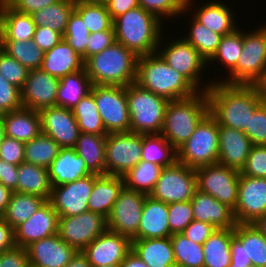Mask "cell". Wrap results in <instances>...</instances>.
Here are the masks:
<instances>
[{
    "mask_svg": "<svg viewBox=\"0 0 266 267\" xmlns=\"http://www.w3.org/2000/svg\"><path fill=\"white\" fill-rule=\"evenodd\" d=\"M212 82L206 91L209 113L218 125L245 131L250 116L266 100L264 86L231 85L215 79Z\"/></svg>",
    "mask_w": 266,
    "mask_h": 267,
    "instance_id": "obj_1",
    "label": "cell"
},
{
    "mask_svg": "<svg viewBox=\"0 0 266 267\" xmlns=\"http://www.w3.org/2000/svg\"><path fill=\"white\" fill-rule=\"evenodd\" d=\"M135 83L169 101L188 98L199 92L184 75L170 67L158 52L138 57Z\"/></svg>",
    "mask_w": 266,
    "mask_h": 267,
    "instance_id": "obj_2",
    "label": "cell"
},
{
    "mask_svg": "<svg viewBox=\"0 0 266 267\" xmlns=\"http://www.w3.org/2000/svg\"><path fill=\"white\" fill-rule=\"evenodd\" d=\"M162 21L140 6L128 10L113 20L115 41L138 57L161 49ZM160 47V48H159Z\"/></svg>",
    "mask_w": 266,
    "mask_h": 267,
    "instance_id": "obj_3",
    "label": "cell"
},
{
    "mask_svg": "<svg viewBox=\"0 0 266 267\" xmlns=\"http://www.w3.org/2000/svg\"><path fill=\"white\" fill-rule=\"evenodd\" d=\"M138 56L114 42L100 53L88 57L84 68L92 85L128 86L136 82Z\"/></svg>",
    "mask_w": 266,
    "mask_h": 267,
    "instance_id": "obj_4",
    "label": "cell"
},
{
    "mask_svg": "<svg viewBox=\"0 0 266 267\" xmlns=\"http://www.w3.org/2000/svg\"><path fill=\"white\" fill-rule=\"evenodd\" d=\"M208 113L209 99L206 91L169 101L161 135L177 150L191 137L196 126Z\"/></svg>",
    "mask_w": 266,
    "mask_h": 267,
    "instance_id": "obj_5",
    "label": "cell"
},
{
    "mask_svg": "<svg viewBox=\"0 0 266 267\" xmlns=\"http://www.w3.org/2000/svg\"><path fill=\"white\" fill-rule=\"evenodd\" d=\"M130 132L142 135L161 134L169 100L141 88L137 83L126 86Z\"/></svg>",
    "mask_w": 266,
    "mask_h": 267,
    "instance_id": "obj_6",
    "label": "cell"
},
{
    "mask_svg": "<svg viewBox=\"0 0 266 267\" xmlns=\"http://www.w3.org/2000/svg\"><path fill=\"white\" fill-rule=\"evenodd\" d=\"M223 80L231 85H257L266 83V26L252 32L243 33L242 53L237 65Z\"/></svg>",
    "mask_w": 266,
    "mask_h": 267,
    "instance_id": "obj_7",
    "label": "cell"
},
{
    "mask_svg": "<svg viewBox=\"0 0 266 267\" xmlns=\"http://www.w3.org/2000/svg\"><path fill=\"white\" fill-rule=\"evenodd\" d=\"M218 127L217 120L208 113L191 137L177 149V162L193 169L218 163Z\"/></svg>",
    "mask_w": 266,
    "mask_h": 267,
    "instance_id": "obj_8",
    "label": "cell"
},
{
    "mask_svg": "<svg viewBox=\"0 0 266 267\" xmlns=\"http://www.w3.org/2000/svg\"><path fill=\"white\" fill-rule=\"evenodd\" d=\"M90 93L107 133L130 132L126 87L92 85Z\"/></svg>",
    "mask_w": 266,
    "mask_h": 267,
    "instance_id": "obj_9",
    "label": "cell"
},
{
    "mask_svg": "<svg viewBox=\"0 0 266 267\" xmlns=\"http://www.w3.org/2000/svg\"><path fill=\"white\" fill-rule=\"evenodd\" d=\"M143 135L108 133L105 142L106 175L124 176L142 160Z\"/></svg>",
    "mask_w": 266,
    "mask_h": 267,
    "instance_id": "obj_10",
    "label": "cell"
},
{
    "mask_svg": "<svg viewBox=\"0 0 266 267\" xmlns=\"http://www.w3.org/2000/svg\"><path fill=\"white\" fill-rule=\"evenodd\" d=\"M197 189L234 210L237 203L240 171L215 163L195 169Z\"/></svg>",
    "mask_w": 266,
    "mask_h": 267,
    "instance_id": "obj_11",
    "label": "cell"
},
{
    "mask_svg": "<svg viewBox=\"0 0 266 267\" xmlns=\"http://www.w3.org/2000/svg\"><path fill=\"white\" fill-rule=\"evenodd\" d=\"M196 190L195 169L176 162L162 169L150 196L166 204L186 202L192 199Z\"/></svg>",
    "mask_w": 266,
    "mask_h": 267,
    "instance_id": "obj_12",
    "label": "cell"
},
{
    "mask_svg": "<svg viewBox=\"0 0 266 267\" xmlns=\"http://www.w3.org/2000/svg\"><path fill=\"white\" fill-rule=\"evenodd\" d=\"M145 194L123 188L107 217L108 230L138 240Z\"/></svg>",
    "mask_w": 266,
    "mask_h": 267,
    "instance_id": "obj_13",
    "label": "cell"
},
{
    "mask_svg": "<svg viewBox=\"0 0 266 267\" xmlns=\"http://www.w3.org/2000/svg\"><path fill=\"white\" fill-rule=\"evenodd\" d=\"M107 229V218L89 210L76 216L59 217L60 238L77 251H82Z\"/></svg>",
    "mask_w": 266,
    "mask_h": 267,
    "instance_id": "obj_14",
    "label": "cell"
},
{
    "mask_svg": "<svg viewBox=\"0 0 266 267\" xmlns=\"http://www.w3.org/2000/svg\"><path fill=\"white\" fill-rule=\"evenodd\" d=\"M172 42V43H171ZM170 44L157 51L167 64L184 75L199 91H207L211 83L201 87L200 73L208 63L199 52L190 45L184 37L174 41L171 40ZM202 70V71H201ZM199 86L201 87L199 89ZM203 88V89H202Z\"/></svg>",
    "mask_w": 266,
    "mask_h": 267,
    "instance_id": "obj_15",
    "label": "cell"
},
{
    "mask_svg": "<svg viewBox=\"0 0 266 267\" xmlns=\"http://www.w3.org/2000/svg\"><path fill=\"white\" fill-rule=\"evenodd\" d=\"M233 213L236 223H254L266 214V178L240 174Z\"/></svg>",
    "mask_w": 266,
    "mask_h": 267,
    "instance_id": "obj_16",
    "label": "cell"
},
{
    "mask_svg": "<svg viewBox=\"0 0 266 267\" xmlns=\"http://www.w3.org/2000/svg\"><path fill=\"white\" fill-rule=\"evenodd\" d=\"M94 185V174L74 182L54 186L48 200L59 217L76 216L88 211V199Z\"/></svg>",
    "mask_w": 266,
    "mask_h": 267,
    "instance_id": "obj_17",
    "label": "cell"
},
{
    "mask_svg": "<svg viewBox=\"0 0 266 267\" xmlns=\"http://www.w3.org/2000/svg\"><path fill=\"white\" fill-rule=\"evenodd\" d=\"M132 250V240L127 236L106 230L95 238L82 252L92 267L120 265Z\"/></svg>",
    "mask_w": 266,
    "mask_h": 267,
    "instance_id": "obj_18",
    "label": "cell"
},
{
    "mask_svg": "<svg viewBox=\"0 0 266 267\" xmlns=\"http://www.w3.org/2000/svg\"><path fill=\"white\" fill-rule=\"evenodd\" d=\"M37 112L42 133L51 137L61 148L75 146L80 131L72 110L54 106Z\"/></svg>",
    "mask_w": 266,
    "mask_h": 267,
    "instance_id": "obj_19",
    "label": "cell"
},
{
    "mask_svg": "<svg viewBox=\"0 0 266 267\" xmlns=\"http://www.w3.org/2000/svg\"><path fill=\"white\" fill-rule=\"evenodd\" d=\"M58 86L59 78L41 68L29 70L21 89L22 106L36 111L56 106Z\"/></svg>",
    "mask_w": 266,
    "mask_h": 267,
    "instance_id": "obj_20",
    "label": "cell"
},
{
    "mask_svg": "<svg viewBox=\"0 0 266 267\" xmlns=\"http://www.w3.org/2000/svg\"><path fill=\"white\" fill-rule=\"evenodd\" d=\"M59 215L46 201L28 220L15 229L16 246L26 248L31 243L58 233Z\"/></svg>",
    "mask_w": 266,
    "mask_h": 267,
    "instance_id": "obj_21",
    "label": "cell"
},
{
    "mask_svg": "<svg viewBox=\"0 0 266 267\" xmlns=\"http://www.w3.org/2000/svg\"><path fill=\"white\" fill-rule=\"evenodd\" d=\"M26 250L31 267H65L77 253L58 233L31 243Z\"/></svg>",
    "mask_w": 266,
    "mask_h": 267,
    "instance_id": "obj_22",
    "label": "cell"
},
{
    "mask_svg": "<svg viewBox=\"0 0 266 267\" xmlns=\"http://www.w3.org/2000/svg\"><path fill=\"white\" fill-rule=\"evenodd\" d=\"M218 135V163L241 171L253 146L250 139L244 131L221 125Z\"/></svg>",
    "mask_w": 266,
    "mask_h": 267,
    "instance_id": "obj_23",
    "label": "cell"
},
{
    "mask_svg": "<svg viewBox=\"0 0 266 267\" xmlns=\"http://www.w3.org/2000/svg\"><path fill=\"white\" fill-rule=\"evenodd\" d=\"M191 203L196 221L207 222L217 229L234 228L237 224L233 209L209 194L197 189Z\"/></svg>",
    "mask_w": 266,
    "mask_h": 267,
    "instance_id": "obj_24",
    "label": "cell"
},
{
    "mask_svg": "<svg viewBox=\"0 0 266 267\" xmlns=\"http://www.w3.org/2000/svg\"><path fill=\"white\" fill-rule=\"evenodd\" d=\"M41 69L60 79L84 69V60L62 38L51 50L44 52Z\"/></svg>",
    "mask_w": 266,
    "mask_h": 267,
    "instance_id": "obj_25",
    "label": "cell"
},
{
    "mask_svg": "<svg viewBox=\"0 0 266 267\" xmlns=\"http://www.w3.org/2000/svg\"><path fill=\"white\" fill-rule=\"evenodd\" d=\"M47 169L52 187L74 182L92 174L73 148H60L57 157Z\"/></svg>",
    "mask_w": 266,
    "mask_h": 267,
    "instance_id": "obj_26",
    "label": "cell"
},
{
    "mask_svg": "<svg viewBox=\"0 0 266 267\" xmlns=\"http://www.w3.org/2000/svg\"><path fill=\"white\" fill-rule=\"evenodd\" d=\"M168 204L146 196L139 223L138 239L170 237Z\"/></svg>",
    "mask_w": 266,
    "mask_h": 267,
    "instance_id": "obj_27",
    "label": "cell"
},
{
    "mask_svg": "<svg viewBox=\"0 0 266 267\" xmlns=\"http://www.w3.org/2000/svg\"><path fill=\"white\" fill-rule=\"evenodd\" d=\"M124 187L122 176L94 174V185L88 199V210L107 218Z\"/></svg>",
    "mask_w": 266,
    "mask_h": 267,
    "instance_id": "obj_28",
    "label": "cell"
},
{
    "mask_svg": "<svg viewBox=\"0 0 266 267\" xmlns=\"http://www.w3.org/2000/svg\"><path fill=\"white\" fill-rule=\"evenodd\" d=\"M5 135L22 142H28L41 132L40 117L36 110L20 108L1 114Z\"/></svg>",
    "mask_w": 266,
    "mask_h": 267,
    "instance_id": "obj_29",
    "label": "cell"
},
{
    "mask_svg": "<svg viewBox=\"0 0 266 267\" xmlns=\"http://www.w3.org/2000/svg\"><path fill=\"white\" fill-rule=\"evenodd\" d=\"M132 251L149 267H176L170 237L132 240Z\"/></svg>",
    "mask_w": 266,
    "mask_h": 267,
    "instance_id": "obj_30",
    "label": "cell"
},
{
    "mask_svg": "<svg viewBox=\"0 0 266 267\" xmlns=\"http://www.w3.org/2000/svg\"><path fill=\"white\" fill-rule=\"evenodd\" d=\"M105 142L106 135L80 132L73 147L92 174L106 175Z\"/></svg>",
    "mask_w": 266,
    "mask_h": 267,
    "instance_id": "obj_31",
    "label": "cell"
},
{
    "mask_svg": "<svg viewBox=\"0 0 266 267\" xmlns=\"http://www.w3.org/2000/svg\"><path fill=\"white\" fill-rule=\"evenodd\" d=\"M51 190L52 184L47 168L26 162L18 165V183L13 192L38 195L48 201Z\"/></svg>",
    "mask_w": 266,
    "mask_h": 267,
    "instance_id": "obj_32",
    "label": "cell"
},
{
    "mask_svg": "<svg viewBox=\"0 0 266 267\" xmlns=\"http://www.w3.org/2000/svg\"><path fill=\"white\" fill-rule=\"evenodd\" d=\"M0 14L3 40L28 41L33 39L36 25L32 15L15 11L4 0H0Z\"/></svg>",
    "mask_w": 266,
    "mask_h": 267,
    "instance_id": "obj_33",
    "label": "cell"
},
{
    "mask_svg": "<svg viewBox=\"0 0 266 267\" xmlns=\"http://www.w3.org/2000/svg\"><path fill=\"white\" fill-rule=\"evenodd\" d=\"M91 87L92 82L85 68L60 78L56 106L72 110L90 93Z\"/></svg>",
    "mask_w": 266,
    "mask_h": 267,
    "instance_id": "obj_34",
    "label": "cell"
},
{
    "mask_svg": "<svg viewBox=\"0 0 266 267\" xmlns=\"http://www.w3.org/2000/svg\"><path fill=\"white\" fill-rule=\"evenodd\" d=\"M234 228L216 229L202 244L204 252L203 267H230L231 241Z\"/></svg>",
    "mask_w": 266,
    "mask_h": 267,
    "instance_id": "obj_35",
    "label": "cell"
},
{
    "mask_svg": "<svg viewBox=\"0 0 266 267\" xmlns=\"http://www.w3.org/2000/svg\"><path fill=\"white\" fill-rule=\"evenodd\" d=\"M195 18L201 24L209 28L212 32L227 35L237 29L236 23L233 21L234 14L231 9L226 7V4H222L220 1L207 2L205 5L198 10L196 9Z\"/></svg>",
    "mask_w": 266,
    "mask_h": 267,
    "instance_id": "obj_36",
    "label": "cell"
},
{
    "mask_svg": "<svg viewBox=\"0 0 266 267\" xmlns=\"http://www.w3.org/2000/svg\"><path fill=\"white\" fill-rule=\"evenodd\" d=\"M234 237L243 245V252L252 265L266 267V237L253 223H237Z\"/></svg>",
    "mask_w": 266,
    "mask_h": 267,
    "instance_id": "obj_37",
    "label": "cell"
},
{
    "mask_svg": "<svg viewBox=\"0 0 266 267\" xmlns=\"http://www.w3.org/2000/svg\"><path fill=\"white\" fill-rule=\"evenodd\" d=\"M46 201L38 195L13 192L1 217L15 229L28 220Z\"/></svg>",
    "mask_w": 266,
    "mask_h": 267,
    "instance_id": "obj_38",
    "label": "cell"
},
{
    "mask_svg": "<svg viewBox=\"0 0 266 267\" xmlns=\"http://www.w3.org/2000/svg\"><path fill=\"white\" fill-rule=\"evenodd\" d=\"M163 168L160 165L141 160L123 176L124 186L129 190L149 196L154 190Z\"/></svg>",
    "mask_w": 266,
    "mask_h": 267,
    "instance_id": "obj_39",
    "label": "cell"
},
{
    "mask_svg": "<svg viewBox=\"0 0 266 267\" xmlns=\"http://www.w3.org/2000/svg\"><path fill=\"white\" fill-rule=\"evenodd\" d=\"M74 7L75 1L73 0H59L31 15L36 27H49L63 36Z\"/></svg>",
    "mask_w": 266,
    "mask_h": 267,
    "instance_id": "obj_40",
    "label": "cell"
},
{
    "mask_svg": "<svg viewBox=\"0 0 266 267\" xmlns=\"http://www.w3.org/2000/svg\"><path fill=\"white\" fill-rule=\"evenodd\" d=\"M142 161L169 167L177 162V150L161 134L143 135Z\"/></svg>",
    "mask_w": 266,
    "mask_h": 267,
    "instance_id": "obj_41",
    "label": "cell"
},
{
    "mask_svg": "<svg viewBox=\"0 0 266 267\" xmlns=\"http://www.w3.org/2000/svg\"><path fill=\"white\" fill-rule=\"evenodd\" d=\"M60 148L51 137L41 132L34 139L25 142L24 162L48 168Z\"/></svg>",
    "mask_w": 266,
    "mask_h": 267,
    "instance_id": "obj_42",
    "label": "cell"
},
{
    "mask_svg": "<svg viewBox=\"0 0 266 267\" xmlns=\"http://www.w3.org/2000/svg\"><path fill=\"white\" fill-rule=\"evenodd\" d=\"M72 112L80 132L97 135L108 134L99 115L94 96L91 93L82 98L72 109Z\"/></svg>",
    "mask_w": 266,
    "mask_h": 267,
    "instance_id": "obj_43",
    "label": "cell"
},
{
    "mask_svg": "<svg viewBox=\"0 0 266 267\" xmlns=\"http://www.w3.org/2000/svg\"><path fill=\"white\" fill-rule=\"evenodd\" d=\"M176 267H203L204 252L202 244H197L182 233L170 236Z\"/></svg>",
    "mask_w": 266,
    "mask_h": 267,
    "instance_id": "obj_44",
    "label": "cell"
},
{
    "mask_svg": "<svg viewBox=\"0 0 266 267\" xmlns=\"http://www.w3.org/2000/svg\"><path fill=\"white\" fill-rule=\"evenodd\" d=\"M3 51L18 60L28 70L41 68L44 51L34 40H3Z\"/></svg>",
    "mask_w": 266,
    "mask_h": 267,
    "instance_id": "obj_45",
    "label": "cell"
},
{
    "mask_svg": "<svg viewBox=\"0 0 266 267\" xmlns=\"http://www.w3.org/2000/svg\"><path fill=\"white\" fill-rule=\"evenodd\" d=\"M74 10L81 16L90 33L114 30L113 19L105 3L75 2Z\"/></svg>",
    "mask_w": 266,
    "mask_h": 267,
    "instance_id": "obj_46",
    "label": "cell"
},
{
    "mask_svg": "<svg viewBox=\"0 0 266 267\" xmlns=\"http://www.w3.org/2000/svg\"><path fill=\"white\" fill-rule=\"evenodd\" d=\"M191 30L184 39L208 61L216 52L223 35L212 32L209 28L192 18Z\"/></svg>",
    "mask_w": 266,
    "mask_h": 267,
    "instance_id": "obj_47",
    "label": "cell"
},
{
    "mask_svg": "<svg viewBox=\"0 0 266 267\" xmlns=\"http://www.w3.org/2000/svg\"><path fill=\"white\" fill-rule=\"evenodd\" d=\"M243 48V32L236 29L230 34L223 35L216 52L208 62L219 61L231 71L236 65Z\"/></svg>",
    "mask_w": 266,
    "mask_h": 267,
    "instance_id": "obj_48",
    "label": "cell"
},
{
    "mask_svg": "<svg viewBox=\"0 0 266 267\" xmlns=\"http://www.w3.org/2000/svg\"><path fill=\"white\" fill-rule=\"evenodd\" d=\"M90 32L81 16L73 10L70 14L63 39L86 60V48Z\"/></svg>",
    "mask_w": 266,
    "mask_h": 267,
    "instance_id": "obj_49",
    "label": "cell"
},
{
    "mask_svg": "<svg viewBox=\"0 0 266 267\" xmlns=\"http://www.w3.org/2000/svg\"><path fill=\"white\" fill-rule=\"evenodd\" d=\"M192 0H139V6L156 16L160 21L163 17L183 14L191 6Z\"/></svg>",
    "mask_w": 266,
    "mask_h": 267,
    "instance_id": "obj_50",
    "label": "cell"
},
{
    "mask_svg": "<svg viewBox=\"0 0 266 267\" xmlns=\"http://www.w3.org/2000/svg\"><path fill=\"white\" fill-rule=\"evenodd\" d=\"M193 220L191 200L168 204V223L172 234L181 233Z\"/></svg>",
    "mask_w": 266,
    "mask_h": 267,
    "instance_id": "obj_51",
    "label": "cell"
},
{
    "mask_svg": "<svg viewBox=\"0 0 266 267\" xmlns=\"http://www.w3.org/2000/svg\"><path fill=\"white\" fill-rule=\"evenodd\" d=\"M29 70L18 60L9 56L5 51L0 52V74L9 81L10 84L22 89Z\"/></svg>",
    "mask_w": 266,
    "mask_h": 267,
    "instance_id": "obj_52",
    "label": "cell"
},
{
    "mask_svg": "<svg viewBox=\"0 0 266 267\" xmlns=\"http://www.w3.org/2000/svg\"><path fill=\"white\" fill-rule=\"evenodd\" d=\"M244 133L253 146H266V100L250 116L249 128Z\"/></svg>",
    "mask_w": 266,
    "mask_h": 267,
    "instance_id": "obj_53",
    "label": "cell"
},
{
    "mask_svg": "<svg viewBox=\"0 0 266 267\" xmlns=\"http://www.w3.org/2000/svg\"><path fill=\"white\" fill-rule=\"evenodd\" d=\"M240 174L248 177L266 178V146H252Z\"/></svg>",
    "mask_w": 266,
    "mask_h": 267,
    "instance_id": "obj_54",
    "label": "cell"
},
{
    "mask_svg": "<svg viewBox=\"0 0 266 267\" xmlns=\"http://www.w3.org/2000/svg\"><path fill=\"white\" fill-rule=\"evenodd\" d=\"M22 107L21 90L0 74V115Z\"/></svg>",
    "mask_w": 266,
    "mask_h": 267,
    "instance_id": "obj_55",
    "label": "cell"
},
{
    "mask_svg": "<svg viewBox=\"0 0 266 267\" xmlns=\"http://www.w3.org/2000/svg\"><path fill=\"white\" fill-rule=\"evenodd\" d=\"M24 155L25 143L5 136L0 144V159L18 166L24 162Z\"/></svg>",
    "mask_w": 266,
    "mask_h": 267,
    "instance_id": "obj_56",
    "label": "cell"
},
{
    "mask_svg": "<svg viewBox=\"0 0 266 267\" xmlns=\"http://www.w3.org/2000/svg\"><path fill=\"white\" fill-rule=\"evenodd\" d=\"M115 42V30H103L90 33L86 48V59L100 53Z\"/></svg>",
    "mask_w": 266,
    "mask_h": 267,
    "instance_id": "obj_57",
    "label": "cell"
},
{
    "mask_svg": "<svg viewBox=\"0 0 266 267\" xmlns=\"http://www.w3.org/2000/svg\"><path fill=\"white\" fill-rule=\"evenodd\" d=\"M0 267H29L26 248L14 246L0 253Z\"/></svg>",
    "mask_w": 266,
    "mask_h": 267,
    "instance_id": "obj_58",
    "label": "cell"
},
{
    "mask_svg": "<svg viewBox=\"0 0 266 267\" xmlns=\"http://www.w3.org/2000/svg\"><path fill=\"white\" fill-rule=\"evenodd\" d=\"M212 224L193 220L181 233L197 244H203L216 230Z\"/></svg>",
    "mask_w": 266,
    "mask_h": 267,
    "instance_id": "obj_59",
    "label": "cell"
},
{
    "mask_svg": "<svg viewBox=\"0 0 266 267\" xmlns=\"http://www.w3.org/2000/svg\"><path fill=\"white\" fill-rule=\"evenodd\" d=\"M62 38L59 32L44 26L36 27L33 36L34 43L44 52L51 50Z\"/></svg>",
    "mask_w": 266,
    "mask_h": 267,
    "instance_id": "obj_60",
    "label": "cell"
},
{
    "mask_svg": "<svg viewBox=\"0 0 266 267\" xmlns=\"http://www.w3.org/2000/svg\"><path fill=\"white\" fill-rule=\"evenodd\" d=\"M12 9L18 12L33 14L35 11L50 6L59 0H4Z\"/></svg>",
    "mask_w": 266,
    "mask_h": 267,
    "instance_id": "obj_61",
    "label": "cell"
},
{
    "mask_svg": "<svg viewBox=\"0 0 266 267\" xmlns=\"http://www.w3.org/2000/svg\"><path fill=\"white\" fill-rule=\"evenodd\" d=\"M0 183L14 191L18 183V166L0 159Z\"/></svg>",
    "mask_w": 266,
    "mask_h": 267,
    "instance_id": "obj_62",
    "label": "cell"
},
{
    "mask_svg": "<svg viewBox=\"0 0 266 267\" xmlns=\"http://www.w3.org/2000/svg\"><path fill=\"white\" fill-rule=\"evenodd\" d=\"M105 5L111 18L114 20L128 10L139 6V0H106Z\"/></svg>",
    "mask_w": 266,
    "mask_h": 267,
    "instance_id": "obj_63",
    "label": "cell"
},
{
    "mask_svg": "<svg viewBox=\"0 0 266 267\" xmlns=\"http://www.w3.org/2000/svg\"><path fill=\"white\" fill-rule=\"evenodd\" d=\"M16 246L14 228L0 217V253Z\"/></svg>",
    "mask_w": 266,
    "mask_h": 267,
    "instance_id": "obj_64",
    "label": "cell"
},
{
    "mask_svg": "<svg viewBox=\"0 0 266 267\" xmlns=\"http://www.w3.org/2000/svg\"><path fill=\"white\" fill-rule=\"evenodd\" d=\"M252 265L249 257L243 252V245L234 237L231 241L230 267H248Z\"/></svg>",
    "mask_w": 266,
    "mask_h": 267,
    "instance_id": "obj_65",
    "label": "cell"
},
{
    "mask_svg": "<svg viewBox=\"0 0 266 267\" xmlns=\"http://www.w3.org/2000/svg\"><path fill=\"white\" fill-rule=\"evenodd\" d=\"M120 267H149L143 262L139 256L132 250L127 254L124 261L120 264Z\"/></svg>",
    "mask_w": 266,
    "mask_h": 267,
    "instance_id": "obj_66",
    "label": "cell"
},
{
    "mask_svg": "<svg viewBox=\"0 0 266 267\" xmlns=\"http://www.w3.org/2000/svg\"><path fill=\"white\" fill-rule=\"evenodd\" d=\"M65 267H92L87 256L82 251H77L72 260Z\"/></svg>",
    "mask_w": 266,
    "mask_h": 267,
    "instance_id": "obj_67",
    "label": "cell"
},
{
    "mask_svg": "<svg viewBox=\"0 0 266 267\" xmlns=\"http://www.w3.org/2000/svg\"><path fill=\"white\" fill-rule=\"evenodd\" d=\"M13 191L0 183V215H2L11 199Z\"/></svg>",
    "mask_w": 266,
    "mask_h": 267,
    "instance_id": "obj_68",
    "label": "cell"
},
{
    "mask_svg": "<svg viewBox=\"0 0 266 267\" xmlns=\"http://www.w3.org/2000/svg\"><path fill=\"white\" fill-rule=\"evenodd\" d=\"M253 224L266 237V214L258 218Z\"/></svg>",
    "mask_w": 266,
    "mask_h": 267,
    "instance_id": "obj_69",
    "label": "cell"
},
{
    "mask_svg": "<svg viewBox=\"0 0 266 267\" xmlns=\"http://www.w3.org/2000/svg\"><path fill=\"white\" fill-rule=\"evenodd\" d=\"M5 136H6L5 135V127H4L2 117L0 115V144L3 142Z\"/></svg>",
    "mask_w": 266,
    "mask_h": 267,
    "instance_id": "obj_70",
    "label": "cell"
},
{
    "mask_svg": "<svg viewBox=\"0 0 266 267\" xmlns=\"http://www.w3.org/2000/svg\"><path fill=\"white\" fill-rule=\"evenodd\" d=\"M3 50V26H2V19L0 14V52Z\"/></svg>",
    "mask_w": 266,
    "mask_h": 267,
    "instance_id": "obj_71",
    "label": "cell"
},
{
    "mask_svg": "<svg viewBox=\"0 0 266 267\" xmlns=\"http://www.w3.org/2000/svg\"><path fill=\"white\" fill-rule=\"evenodd\" d=\"M75 2H95V3H105L106 0H73Z\"/></svg>",
    "mask_w": 266,
    "mask_h": 267,
    "instance_id": "obj_72",
    "label": "cell"
},
{
    "mask_svg": "<svg viewBox=\"0 0 266 267\" xmlns=\"http://www.w3.org/2000/svg\"><path fill=\"white\" fill-rule=\"evenodd\" d=\"M101 267H120V265H109V266H101Z\"/></svg>",
    "mask_w": 266,
    "mask_h": 267,
    "instance_id": "obj_73",
    "label": "cell"
},
{
    "mask_svg": "<svg viewBox=\"0 0 266 267\" xmlns=\"http://www.w3.org/2000/svg\"><path fill=\"white\" fill-rule=\"evenodd\" d=\"M264 90H265V94H266V83H265V85H264Z\"/></svg>",
    "mask_w": 266,
    "mask_h": 267,
    "instance_id": "obj_74",
    "label": "cell"
}]
</instances>
